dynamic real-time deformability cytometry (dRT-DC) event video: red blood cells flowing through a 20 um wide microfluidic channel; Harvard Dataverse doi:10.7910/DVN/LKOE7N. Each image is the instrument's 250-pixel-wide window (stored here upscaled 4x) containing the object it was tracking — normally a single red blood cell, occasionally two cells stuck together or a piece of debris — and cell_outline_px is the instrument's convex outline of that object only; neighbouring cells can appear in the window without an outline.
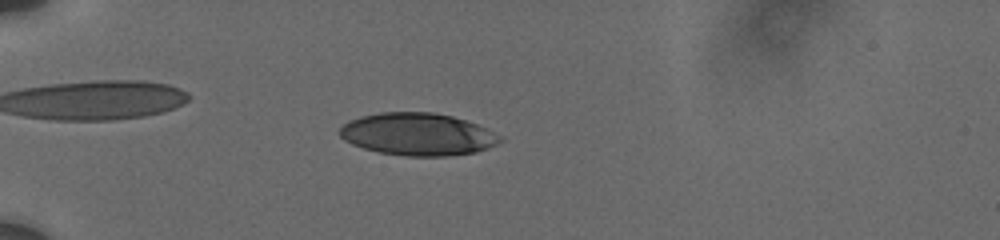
{"species": "human", "species_latin": "Homo sapiens", "temperature_condition": "cold", "stored_images_in_passage": 31, "camera_frame_rate_fps": 3000, "um_per_image_px": 0.085, "donor": {"sex": "male"}, "frame": {"image": 1, "passage_image": 10, "time_ms": 5.667, "image_size_px": [1000, 240], "cell_outline_px": [[504, 140], [496, 144], [476, 152], [444, 156], [404, 156], [380, 152], [364, 148], [352, 144], [344, 140], [340, 136], [340, 128], [348, 120], [360, 116], [380, 112], [432, 112], [452, 116], [488, 128], [500, 136]], "centroid_in_image_um": [35.49, 11.4], "position_along_channel_um": 49.5, "area_um2": 39.59}}
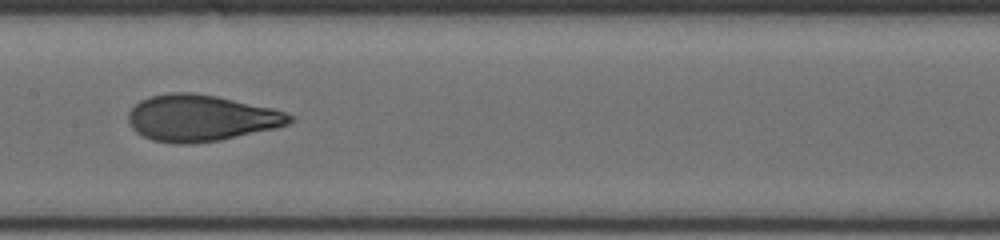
{"frame": {"image": 2, "passage_image": 18, "time_ms": 10.333, "image_size_px": [1000, 240], "cell_outline_px": [[296, 120], [288, 124], [276, 128], [220, 140], [188, 144], [180, 144], [152, 140], [136, 132], [132, 128], [128, 120], [128, 112], [140, 100], [148, 96], [168, 92], [192, 92], [216, 96], [272, 108], [296, 116]], "centroid_in_image_um": [17.08, 10.02], "position_along_channel_um": 190.3, "area_um2": 43.75}}
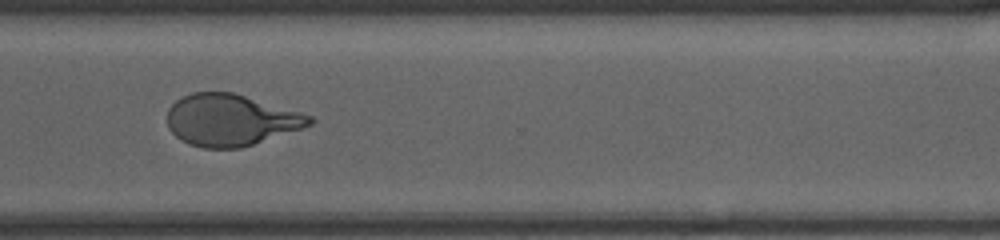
{"frame": {"image": 3, "passage_image": 30, "time_ms": 14.667, "image_size_px": [1000, 240], "cell_outline_px": [[316, 120], [312, 124], [304, 128], [240, 148], [204, 148], [188, 144], [176, 136], [168, 128], [168, 108], [176, 100], [192, 92], [232, 92], [300, 112], [312, 116]], "centroid_in_image_um": [19.61, 10.21], "position_along_channel_um": 351.0, "area_um2": 42.66}}